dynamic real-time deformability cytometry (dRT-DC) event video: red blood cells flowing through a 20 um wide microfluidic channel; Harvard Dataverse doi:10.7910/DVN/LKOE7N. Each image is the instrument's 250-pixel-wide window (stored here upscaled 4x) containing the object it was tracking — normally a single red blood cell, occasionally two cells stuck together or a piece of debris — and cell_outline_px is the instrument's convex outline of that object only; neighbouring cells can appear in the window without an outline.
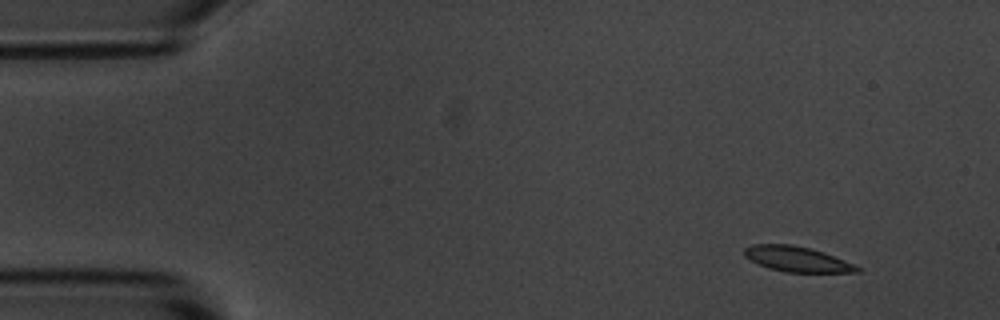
{"species": "common noctule bat (a hibernating species)", "species_latin": "Nyctalus noctula", "temperature_condition": "room temperature", "stored_images_in_passage": 3, "camera_frame_rate_fps": 3000, "um_per_image_px": 0.085, "animal": {"sex": "male", "body_mass_g": 20.1, "forearm_length_mm": 53.5}, "frame": {"image": 1, "passage_image": 1, "time_ms": 0.0, "image_size_px": [1000, 320], "cell_outline_px": [[860, 272], [784, 272], [768, 268], [744, 256], [744, 248], [752, 244], [792, 244], [824, 252], [844, 260], [860, 268]], "centroid_in_image_um": [67.72, 22.02], "position_along_channel_um": 17.3, "area_um2": 16.42}}